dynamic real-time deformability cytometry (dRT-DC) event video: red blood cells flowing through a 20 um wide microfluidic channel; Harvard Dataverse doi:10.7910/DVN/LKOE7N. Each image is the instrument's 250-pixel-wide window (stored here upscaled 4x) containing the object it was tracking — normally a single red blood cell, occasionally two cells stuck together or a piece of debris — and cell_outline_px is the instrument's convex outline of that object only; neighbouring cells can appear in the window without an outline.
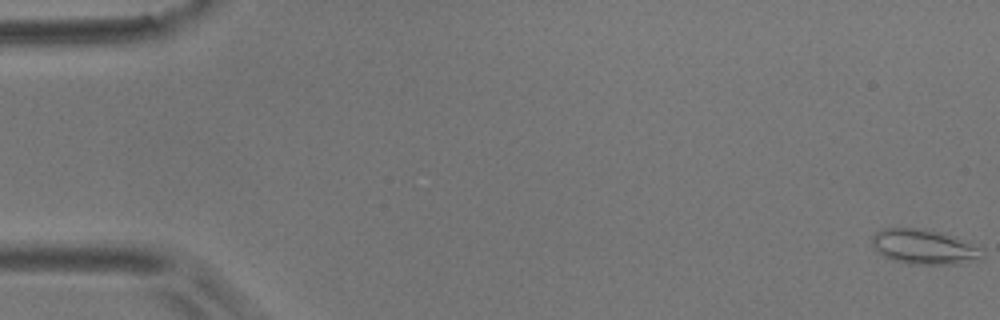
{"species": "common noctule bat (a hibernating species)", "species_latin": "Nyctalus noctula", "temperature_condition": "room temperature", "stored_images_in_passage": 8, "camera_frame_rate_fps": 3000, "um_per_image_px": 0.085, "animal": {"sex": "male", "body_mass_g": 17.9}, "frame": {"image": 1, "passage_image": 1, "time_ms": 0.0, "image_size_px": [1000, 320], "cell_outline_px": [[984, 256], [976, 260], [960, 264], [908, 264], [892, 260], [884, 256], [872, 244], [872, 236], [880, 228], [924, 228], [944, 232], [956, 236], [984, 248]], "centroid_in_image_um": [78.61, 20.97], "position_along_channel_um": 6.4, "area_um2": 22.89}}
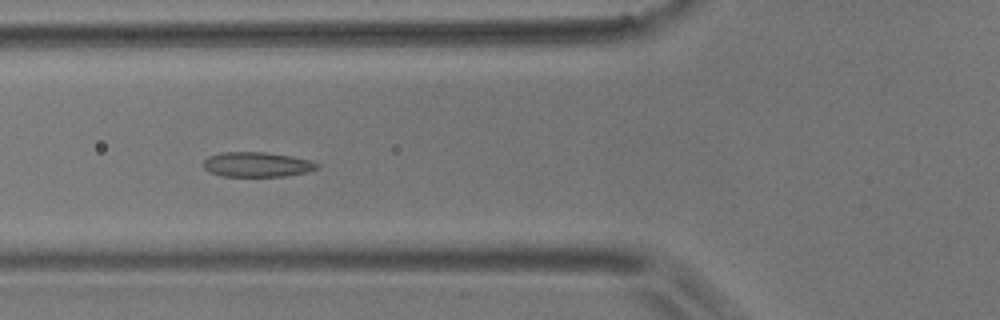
{"frame": {"image": 2, "passage_image": 7, "time_ms": 7.0, "image_size_px": [1000, 320], "cell_outline_px": [[320, 168], [308, 172], [284, 176], [220, 176], [208, 172], [204, 168], [204, 160], [208, 156], [224, 152], [264, 152], [292, 156], [312, 160], [320, 164]], "centroid_in_image_um": [21.88, 13.98], "position_along_channel_um": 103.9, "area_um2": 16.65}}
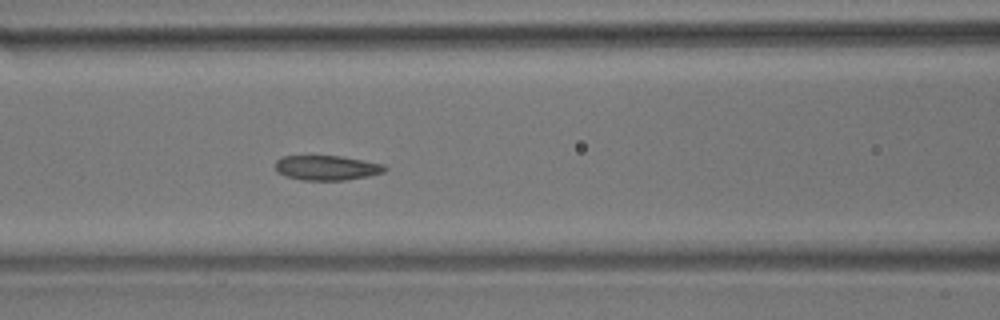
{"frame": {"image": 3, "passage_image": 8, "time_ms": 8.0, "image_size_px": [1000, 320], "cell_outline_px": [[388, 168], [384, 172], [368, 176], [344, 180], [300, 180], [284, 176], [276, 172], [276, 160], [284, 156], [340, 156], [384, 164]], "centroid_in_image_um": [27.76, 14.27], "position_along_channel_um": 138.8, "area_um2": 15.84}}